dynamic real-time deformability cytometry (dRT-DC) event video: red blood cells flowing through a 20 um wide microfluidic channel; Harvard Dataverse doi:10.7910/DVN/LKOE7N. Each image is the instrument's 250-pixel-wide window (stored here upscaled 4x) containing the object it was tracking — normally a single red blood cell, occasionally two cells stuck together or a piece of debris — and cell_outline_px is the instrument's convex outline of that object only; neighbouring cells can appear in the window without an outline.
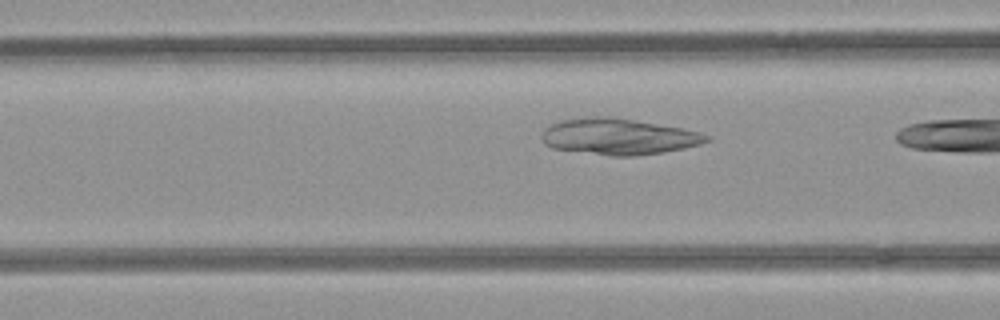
{"species": "common noctule bat (a hibernating species)", "species_latin": "Nyctalus noctula", "temperature_condition": "room temperature", "stored_images_in_passage": 5, "camera_frame_rate_fps": 3000, "um_per_image_px": 0.085, "animal": {"sex": "female", "body_mass_g": 21.9}, "frame": {"image": 1, "passage_image": 4, "time_ms": 1.0, "image_size_px": [1000, 320], "cell_outline_px": [[712, 140], [700, 144], [664, 152], [636, 156], [612, 156], [552, 148], [544, 144], [540, 136], [544, 128], [560, 120], [588, 116], [608, 116], [680, 128], [700, 132], [712, 136]], "centroid_in_image_um": [52.54, 11.61], "position_along_channel_um": 114.1, "area_um2": 34.74}}